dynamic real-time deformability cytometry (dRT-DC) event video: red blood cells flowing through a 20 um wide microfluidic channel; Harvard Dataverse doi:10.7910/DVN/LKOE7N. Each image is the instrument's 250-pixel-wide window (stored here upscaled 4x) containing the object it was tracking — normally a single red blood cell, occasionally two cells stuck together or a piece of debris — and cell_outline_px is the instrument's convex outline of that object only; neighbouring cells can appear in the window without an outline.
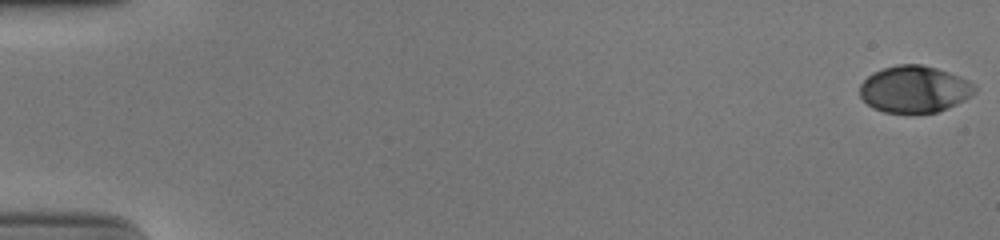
{"species": "human", "species_latin": "Homo sapiens", "temperature_condition": "cold", "stored_images_in_passage": 54, "camera_frame_rate_fps": 3000, "um_per_image_px": 0.085, "donor": {"sex": "male"}, "frame": {"image": 1, "passage_image": 1, "time_ms": 0.0, "image_size_px": [1000, 240], "cell_outline_px": [[976, 92], [972, 96], [956, 104], [936, 112], [884, 112], [872, 108], [860, 96], [860, 84], [872, 72], [896, 64], [920, 64], [936, 68], [948, 72], [968, 80], [976, 88]], "centroid_in_image_um": [77.71, 7.57], "position_along_channel_um": 7.3, "area_um2": 31.15}}
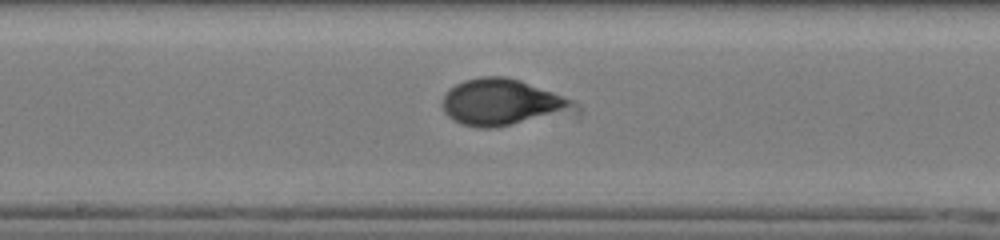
{"frame": {"image": 2, "passage_image": 30, "time_ms": 9.667, "image_size_px": [1000, 240], "cell_outline_px": [[572, 100], [568, 104], [560, 108], [548, 112], [508, 124], [492, 128], [476, 128], [460, 124], [452, 120], [444, 112], [440, 104], [444, 92], [448, 88], [464, 80], [480, 76], [504, 76], [520, 80], [564, 96]], "centroid_in_image_um": [42.29, 8.63], "position_along_channel_um": 205.9, "area_um2": 33.52}}
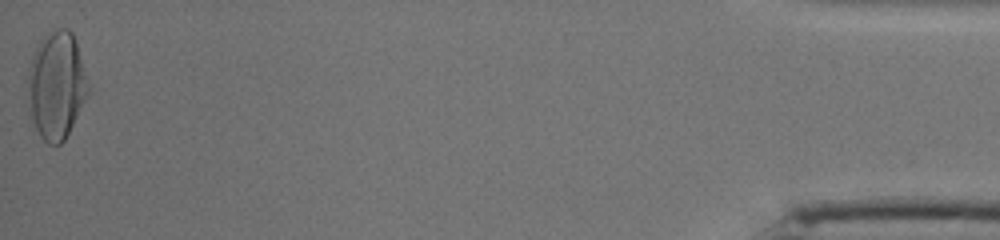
{"frame": {"image": 3, "passage_image": 54, "time_ms": 17.667, "image_size_px": [1000, 240], "cell_outline_px": [[92, 92], [64, 140], [60, 144], [48, 144], [40, 136], [32, 120], [28, 92], [28, 68], [32, 56], [40, 40], [48, 32], [56, 28], [68, 28], [72, 32], [76, 40]], "centroid_in_image_um": [4.84, 7.24], "position_along_channel_um": 430.4, "area_um2": 38.26}, "authors_computed_cell_mechanics": {"area_um2": 31.9056, "velocity_mm_per_s": 3.901, "shape_relaxation_time_tau1_ms": 3.6289, "shape_relaxation_time_tau2_ms": 0.6749, "deformation_change_tau1": 0.1766, "deformation_change_tau2": 0.0469}}